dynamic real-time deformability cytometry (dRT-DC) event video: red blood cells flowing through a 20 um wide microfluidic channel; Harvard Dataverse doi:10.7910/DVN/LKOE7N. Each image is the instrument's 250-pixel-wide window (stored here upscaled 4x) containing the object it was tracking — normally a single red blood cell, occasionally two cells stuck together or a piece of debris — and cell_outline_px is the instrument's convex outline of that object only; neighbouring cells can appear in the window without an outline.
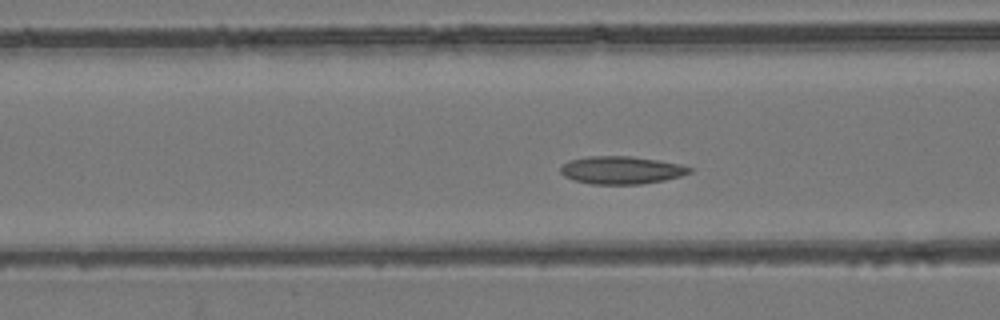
{"species": "common noctule bat (a hibernating species)", "species_latin": "Nyctalus noctula", "temperature_condition": "room temperature", "stored_images_in_passage": 52, "camera_frame_rate_fps": 3000, "um_per_image_px": 0.085, "animal": {"sex": "female", "body_mass_g": 24.6, "forearm_length_mm": 56.2}, "frame": {"image": 1, "passage_image": 18, "time_ms": 5.667, "image_size_px": [1000, 320], "cell_outline_px": [[692, 172], [680, 176], [664, 180], [640, 184], [592, 184], [572, 180], [564, 176], [560, 172], [560, 168], [568, 160], [588, 156], [632, 156], [660, 160], [680, 164], [692, 168]], "centroid_in_image_um": [52.8, 14.45], "position_along_channel_um": 113.8, "area_um2": 20.98}}
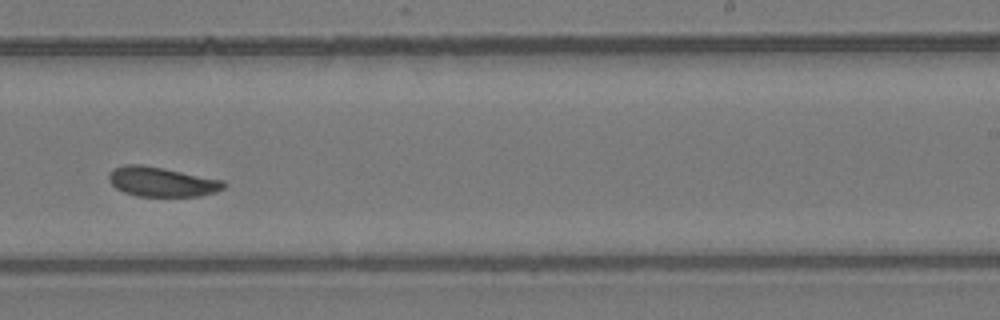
{"frame": {"image": 2, "passage_image": 31, "time_ms": 10.0, "image_size_px": [1000, 320], "cell_outline_px": [[228, 184], [224, 188], [216, 192], [200, 196], [136, 196], [124, 192], [116, 188], [108, 180], [108, 176], [112, 168], [124, 164], [140, 164], [164, 168], [224, 180]], "centroid_in_image_um": [13.75, 15.45], "position_along_channel_um": 275.2, "area_um2": 20.06}}
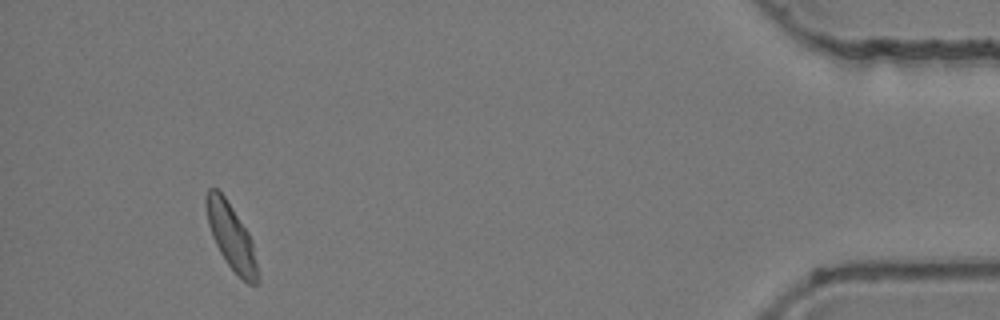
{"frame": {"image": 3, "passage_image": 48, "time_ms": 15.667, "image_size_px": [1000, 320], "cell_outline_px": [[260, 280], [256, 284], [248, 284], [228, 264], [220, 252], [212, 236], [208, 224], [204, 196], [208, 188], [216, 188], [224, 196], [248, 232], [252, 240]], "centroid_in_image_um": [19.65, 20.1], "position_along_channel_um": 415.6, "area_um2": 19.42}, "authors_computed_cell_mechanics": {"area_um2": 20.2011, "velocity_mm_per_s": 3.7334, "shape_relaxation_time_tau1_ms": 4.7718, "shape_relaxation_time_tau2_ms": 6.4355, "deformation_change_tau1": 0.1182, "deformation_change_tau2": 0.1105}}